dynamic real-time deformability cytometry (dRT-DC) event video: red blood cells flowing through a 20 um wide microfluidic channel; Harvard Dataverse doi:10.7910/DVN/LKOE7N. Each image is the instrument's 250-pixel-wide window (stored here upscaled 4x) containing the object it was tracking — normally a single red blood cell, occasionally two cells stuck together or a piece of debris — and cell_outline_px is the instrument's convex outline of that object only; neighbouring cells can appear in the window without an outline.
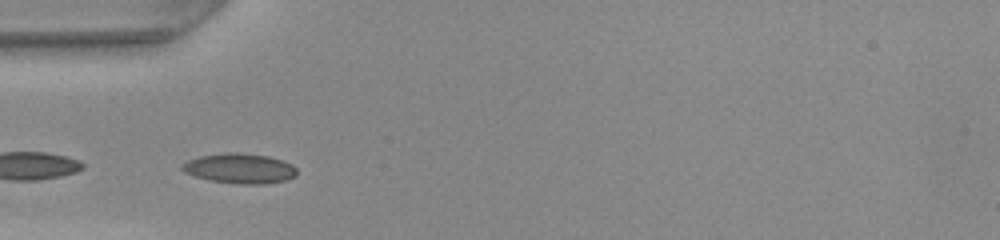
{"species": "common noctule bat (a hibernating species)", "species_latin": "Nyctalus noctula", "temperature_condition": "warm", "stored_images_in_passage": 24, "camera_frame_rate_fps": 3000, "um_per_image_px": 0.085, "animal": {"sex": "female", "body_mass_g": 22.0, "forearm_length_mm": 56.7}, "frame": {"image": 1, "passage_image": 1, "time_ms": 0.0, "image_size_px": [1000, 240], "cell_outline_px": [[296, 176], [288, 180], [264, 184], [240, 184], [212, 180], [196, 176], [184, 172], [180, 168], [180, 164], [188, 160], [200, 156], [236, 152], [268, 156], [292, 164], [296, 168]], "centroid_in_image_um": [20.39, 14.32], "position_along_channel_um": 64.6, "area_um2": 19.88}}
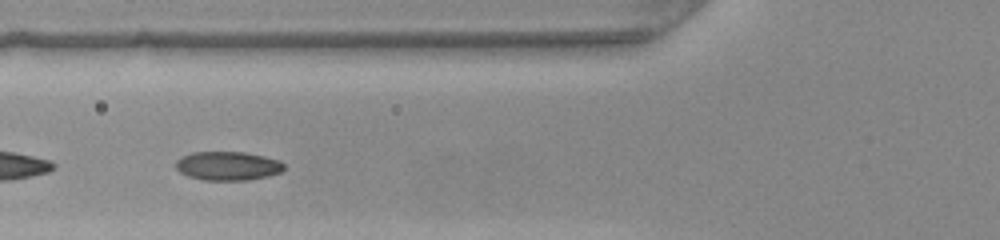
{"frame": {"image": 2, "passage_image": 4, "time_ms": 1.0, "image_size_px": [1000, 240], "cell_outline_px": [[284, 168], [280, 172], [268, 176], [244, 180], [204, 180], [188, 176], [180, 172], [176, 168], [176, 160], [180, 156], [192, 152], [244, 152], [264, 156], [280, 160], [284, 164]], "centroid_in_image_um": [19.34, 14.09], "position_along_channel_um": 106.5, "area_um2": 18.21}, "authors_computed_cell_mechanics": {"area_um2": 18.0914, "velocity_mm_per_s": 4.2637, "shape_relaxation_time_tau1_ms": 4.6944, "shape_relaxation_time_tau2_ms": 0.7936, "deformation_change_tau1": 0.153, "deformation_change_tau2": 0.0477}}